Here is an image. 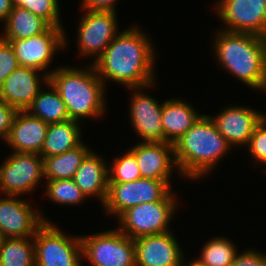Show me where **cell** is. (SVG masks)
Returning <instances> with one entry per match:
<instances>
[{
  "label": "cell",
  "instance_id": "1",
  "mask_svg": "<svg viewBox=\"0 0 266 266\" xmlns=\"http://www.w3.org/2000/svg\"><path fill=\"white\" fill-rule=\"evenodd\" d=\"M128 28L122 30L93 63L104 85L112 81L135 88L157 81L155 43L141 27L131 25Z\"/></svg>",
  "mask_w": 266,
  "mask_h": 266
},
{
  "label": "cell",
  "instance_id": "2",
  "mask_svg": "<svg viewBox=\"0 0 266 266\" xmlns=\"http://www.w3.org/2000/svg\"><path fill=\"white\" fill-rule=\"evenodd\" d=\"M218 29L211 41L217 64L247 87L266 92V38Z\"/></svg>",
  "mask_w": 266,
  "mask_h": 266
},
{
  "label": "cell",
  "instance_id": "3",
  "mask_svg": "<svg viewBox=\"0 0 266 266\" xmlns=\"http://www.w3.org/2000/svg\"><path fill=\"white\" fill-rule=\"evenodd\" d=\"M173 146L180 179L183 177L192 181H200L207 174L210 175L216 169L215 166L218 167L217 164L233 149L207 114H202Z\"/></svg>",
  "mask_w": 266,
  "mask_h": 266
},
{
  "label": "cell",
  "instance_id": "4",
  "mask_svg": "<svg viewBox=\"0 0 266 266\" xmlns=\"http://www.w3.org/2000/svg\"><path fill=\"white\" fill-rule=\"evenodd\" d=\"M49 82L63 99L70 120L104 117L108 108L106 85L98 77L93 64L85 68L58 66L49 75Z\"/></svg>",
  "mask_w": 266,
  "mask_h": 266
},
{
  "label": "cell",
  "instance_id": "5",
  "mask_svg": "<svg viewBox=\"0 0 266 266\" xmlns=\"http://www.w3.org/2000/svg\"><path fill=\"white\" fill-rule=\"evenodd\" d=\"M171 191L163 200L138 204L126 210L117 220L118 229L131 239L171 231L170 222L178 211V196Z\"/></svg>",
  "mask_w": 266,
  "mask_h": 266
},
{
  "label": "cell",
  "instance_id": "6",
  "mask_svg": "<svg viewBox=\"0 0 266 266\" xmlns=\"http://www.w3.org/2000/svg\"><path fill=\"white\" fill-rule=\"evenodd\" d=\"M82 259L91 266H136L134 240L117 227L80 235Z\"/></svg>",
  "mask_w": 266,
  "mask_h": 266
},
{
  "label": "cell",
  "instance_id": "7",
  "mask_svg": "<svg viewBox=\"0 0 266 266\" xmlns=\"http://www.w3.org/2000/svg\"><path fill=\"white\" fill-rule=\"evenodd\" d=\"M45 222L34 236L35 266H83L81 237Z\"/></svg>",
  "mask_w": 266,
  "mask_h": 266
},
{
  "label": "cell",
  "instance_id": "8",
  "mask_svg": "<svg viewBox=\"0 0 266 266\" xmlns=\"http://www.w3.org/2000/svg\"><path fill=\"white\" fill-rule=\"evenodd\" d=\"M41 182L45 178L40 154L11 151L0 166L1 195L25 196L35 192Z\"/></svg>",
  "mask_w": 266,
  "mask_h": 266
},
{
  "label": "cell",
  "instance_id": "9",
  "mask_svg": "<svg viewBox=\"0 0 266 266\" xmlns=\"http://www.w3.org/2000/svg\"><path fill=\"white\" fill-rule=\"evenodd\" d=\"M171 180L141 178L126 183H109L104 212L118 219L126 210L142 203L163 200L171 191Z\"/></svg>",
  "mask_w": 266,
  "mask_h": 266
},
{
  "label": "cell",
  "instance_id": "10",
  "mask_svg": "<svg viewBox=\"0 0 266 266\" xmlns=\"http://www.w3.org/2000/svg\"><path fill=\"white\" fill-rule=\"evenodd\" d=\"M65 30L64 27L50 26L41 34L5 41L12 45L19 66L37 69L49 76L55 69L48 71L56 53L68 47V35Z\"/></svg>",
  "mask_w": 266,
  "mask_h": 266
},
{
  "label": "cell",
  "instance_id": "11",
  "mask_svg": "<svg viewBox=\"0 0 266 266\" xmlns=\"http://www.w3.org/2000/svg\"><path fill=\"white\" fill-rule=\"evenodd\" d=\"M115 12L82 10L77 23V49L79 55L94 58L93 64L112 40L120 33Z\"/></svg>",
  "mask_w": 266,
  "mask_h": 266
},
{
  "label": "cell",
  "instance_id": "12",
  "mask_svg": "<svg viewBox=\"0 0 266 266\" xmlns=\"http://www.w3.org/2000/svg\"><path fill=\"white\" fill-rule=\"evenodd\" d=\"M214 9L220 29L266 38V0H218Z\"/></svg>",
  "mask_w": 266,
  "mask_h": 266
},
{
  "label": "cell",
  "instance_id": "13",
  "mask_svg": "<svg viewBox=\"0 0 266 266\" xmlns=\"http://www.w3.org/2000/svg\"><path fill=\"white\" fill-rule=\"evenodd\" d=\"M156 83L144 87L128 88L131 93L129 116L133 132L141 142H164L161 123L162 104L155 97L146 93Z\"/></svg>",
  "mask_w": 266,
  "mask_h": 266
},
{
  "label": "cell",
  "instance_id": "14",
  "mask_svg": "<svg viewBox=\"0 0 266 266\" xmlns=\"http://www.w3.org/2000/svg\"><path fill=\"white\" fill-rule=\"evenodd\" d=\"M21 196L0 194V232L4 238L34 237L50 219Z\"/></svg>",
  "mask_w": 266,
  "mask_h": 266
},
{
  "label": "cell",
  "instance_id": "15",
  "mask_svg": "<svg viewBox=\"0 0 266 266\" xmlns=\"http://www.w3.org/2000/svg\"><path fill=\"white\" fill-rule=\"evenodd\" d=\"M215 116V117H214ZM213 119L219 133L233 148L246 147L255 127L266 116L263 111L241 106V104L225 106Z\"/></svg>",
  "mask_w": 266,
  "mask_h": 266
},
{
  "label": "cell",
  "instance_id": "16",
  "mask_svg": "<svg viewBox=\"0 0 266 266\" xmlns=\"http://www.w3.org/2000/svg\"><path fill=\"white\" fill-rule=\"evenodd\" d=\"M48 81L47 74L31 67L18 66L0 85V100L17 111H26L42 85Z\"/></svg>",
  "mask_w": 266,
  "mask_h": 266
},
{
  "label": "cell",
  "instance_id": "17",
  "mask_svg": "<svg viewBox=\"0 0 266 266\" xmlns=\"http://www.w3.org/2000/svg\"><path fill=\"white\" fill-rule=\"evenodd\" d=\"M128 150L135 156L142 178L171 180L174 172L181 176L169 142H139Z\"/></svg>",
  "mask_w": 266,
  "mask_h": 266
},
{
  "label": "cell",
  "instance_id": "18",
  "mask_svg": "<svg viewBox=\"0 0 266 266\" xmlns=\"http://www.w3.org/2000/svg\"><path fill=\"white\" fill-rule=\"evenodd\" d=\"M136 266H181L185 256L173 230L134 240Z\"/></svg>",
  "mask_w": 266,
  "mask_h": 266
},
{
  "label": "cell",
  "instance_id": "19",
  "mask_svg": "<svg viewBox=\"0 0 266 266\" xmlns=\"http://www.w3.org/2000/svg\"><path fill=\"white\" fill-rule=\"evenodd\" d=\"M48 124L27 111H17L4 144L12 152L40 154Z\"/></svg>",
  "mask_w": 266,
  "mask_h": 266
},
{
  "label": "cell",
  "instance_id": "20",
  "mask_svg": "<svg viewBox=\"0 0 266 266\" xmlns=\"http://www.w3.org/2000/svg\"><path fill=\"white\" fill-rule=\"evenodd\" d=\"M104 157L92 150L82 161L73 178L87 200L97 197L102 206L105 204L109 185L108 163Z\"/></svg>",
  "mask_w": 266,
  "mask_h": 266
},
{
  "label": "cell",
  "instance_id": "21",
  "mask_svg": "<svg viewBox=\"0 0 266 266\" xmlns=\"http://www.w3.org/2000/svg\"><path fill=\"white\" fill-rule=\"evenodd\" d=\"M193 104L183 98H170L163 101L161 123L164 142L174 144L201 117Z\"/></svg>",
  "mask_w": 266,
  "mask_h": 266
},
{
  "label": "cell",
  "instance_id": "22",
  "mask_svg": "<svg viewBox=\"0 0 266 266\" xmlns=\"http://www.w3.org/2000/svg\"><path fill=\"white\" fill-rule=\"evenodd\" d=\"M81 128V123L76 120L49 124L40 153L42 158L60 155L79 146L84 141Z\"/></svg>",
  "mask_w": 266,
  "mask_h": 266
},
{
  "label": "cell",
  "instance_id": "23",
  "mask_svg": "<svg viewBox=\"0 0 266 266\" xmlns=\"http://www.w3.org/2000/svg\"><path fill=\"white\" fill-rule=\"evenodd\" d=\"M3 26V40H19L41 34L51 25L28 9L14 6Z\"/></svg>",
  "mask_w": 266,
  "mask_h": 266
},
{
  "label": "cell",
  "instance_id": "24",
  "mask_svg": "<svg viewBox=\"0 0 266 266\" xmlns=\"http://www.w3.org/2000/svg\"><path fill=\"white\" fill-rule=\"evenodd\" d=\"M89 145L82 142L67 152L43 158L45 180L73 179L85 157L91 152Z\"/></svg>",
  "mask_w": 266,
  "mask_h": 266
},
{
  "label": "cell",
  "instance_id": "25",
  "mask_svg": "<svg viewBox=\"0 0 266 266\" xmlns=\"http://www.w3.org/2000/svg\"><path fill=\"white\" fill-rule=\"evenodd\" d=\"M45 86L48 90L42 88L26 111L48 125L70 120L66 105L57 90L49 81Z\"/></svg>",
  "mask_w": 266,
  "mask_h": 266
},
{
  "label": "cell",
  "instance_id": "26",
  "mask_svg": "<svg viewBox=\"0 0 266 266\" xmlns=\"http://www.w3.org/2000/svg\"><path fill=\"white\" fill-rule=\"evenodd\" d=\"M0 266H35L34 237L3 238Z\"/></svg>",
  "mask_w": 266,
  "mask_h": 266
},
{
  "label": "cell",
  "instance_id": "27",
  "mask_svg": "<svg viewBox=\"0 0 266 266\" xmlns=\"http://www.w3.org/2000/svg\"><path fill=\"white\" fill-rule=\"evenodd\" d=\"M200 251L194 259L204 266H231L239 249L231 239L218 236L206 241Z\"/></svg>",
  "mask_w": 266,
  "mask_h": 266
},
{
  "label": "cell",
  "instance_id": "28",
  "mask_svg": "<svg viewBox=\"0 0 266 266\" xmlns=\"http://www.w3.org/2000/svg\"><path fill=\"white\" fill-rule=\"evenodd\" d=\"M45 197L61 206H79L87 199L73 179L45 180Z\"/></svg>",
  "mask_w": 266,
  "mask_h": 266
},
{
  "label": "cell",
  "instance_id": "29",
  "mask_svg": "<svg viewBox=\"0 0 266 266\" xmlns=\"http://www.w3.org/2000/svg\"><path fill=\"white\" fill-rule=\"evenodd\" d=\"M111 161L108 164L109 183H126L142 178L136 158L129 150Z\"/></svg>",
  "mask_w": 266,
  "mask_h": 266
},
{
  "label": "cell",
  "instance_id": "30",
  "mask_svg": "<svg viewBox=\"0 0 266 266\" xmlns=\"http://www.w3.org/2000/svg\"><path fill=\"white\" fill-rule=\"evenodd\" d=\"M14 6L28 9L51 26L64 27L61 21L59 0H13Z\"/></svg>",
  "mask_w": 266,
  "mask_h": 266
},
{
  "label": "cell",
  "instance_id": "31",
  "mask_svg": "<svg viewBox=\"0 0 266 266\" xmlns=\"http://www.w3.org/2000/svg\"><path fill=\"white\" fill-rule=\"evenodd\" d=\"M246 147L254 165H266V116L255 127Z\"/></svg>",
  "mask_w": 266,
  "mask_h": 266
},
{
  "label": "cell",
  "instance_id": "32",
  "mask_svg": "<svg viewBox=\"0 0 266 266\" xmlns=\"http://www.w3.org/2000/svg\"><path fill=\"white\" fill-rule=\"evenodd\" d=\"M18 66L12 45L0 37V85Z\"/></svg>",
  "mask_w": 266,
  "mask_h": 266
},
{
  "label": "cell",
  "instance_id": "33",
  "mask_svg": "<svg viewBox=\"0 0 266 266\" xmlns=\"http://www.w3.org/2000/svg\"><path fill=\"white\" fill-rule=\"evenodd\" d=\"M231 266H266V254L256 248L238 251Z\"/></svg>",
  "mask_w": 266,
  "mask_h": 266
},
{
  "label": "cell",
  "instance_id": "34",
  "mask_svg": "<svg viewBox=\"0 0 266 266\" xmlns=\"http://www.w3.org/2000/svg\"><path fill=\"white\" fill-rule=\"evenodd\" d=\"M17 110L0 100V139L5 141L11 129Z\"/></svg>",
  "mask_w": 266,
  "mask_h": 266
},
{
  "label": "cell",
  "instance_id": "35",
  "mask_svg": "<svg viewBox=\"0 0 266 266\" xmlns=\"http://www.w3.org/2000/svg\"><path fill=\"white\" fill-rule=\"evenodd\" d=\"M117 0H81L80 10L115 12Z\"/></svg>",
  "mask_w": 266,
  "mask_h": 266
},
{
  "label": "cell",
  "instance_id": "36",
  "mask_svg": "<svg viewBox=\"0 0 266 266\" xmlns=\"http://www.w3.org/2000/svg\"><path fill=\"white\" fill-rule=\"evenodd\" d=\"M14 8L13 0H0V23H4L10 11Z\"/></svg>",
  "mask_w": 266,
  "mask_h": 266
},
{
  "label": "cell",
  "instance_id": "37",
  "mask_svg": "<svg viewBox=\"0 0 266 266\" xmlns=\"http://www.w3.org/2000/svg\"><path fill=\"white\" fill-rule=\"evenodd\" d=\"M185 261H186V257L182 261L181 266H204V265L200 264L197 260H195L194 257L190 261H188V260H187V262H185Z\"/></svg>",
  "mask_w": 266,
  "mask_h": 266
},
{
  "label": "cell",
  "instance_id": "38",
  "mask_svg": "<svg viewBox=\"0 0 266 266\" xmlns=\"http://www.w3.org/2000/svg\"><path fill=\"white\" fill-rule=\"evenodd\" d=\"M3 236H2V234H1V232H0V244L2 243V240H3Z\"/></svg>",
  "mask_w": 266,
  "mask_h": 266
}]
</instances>
